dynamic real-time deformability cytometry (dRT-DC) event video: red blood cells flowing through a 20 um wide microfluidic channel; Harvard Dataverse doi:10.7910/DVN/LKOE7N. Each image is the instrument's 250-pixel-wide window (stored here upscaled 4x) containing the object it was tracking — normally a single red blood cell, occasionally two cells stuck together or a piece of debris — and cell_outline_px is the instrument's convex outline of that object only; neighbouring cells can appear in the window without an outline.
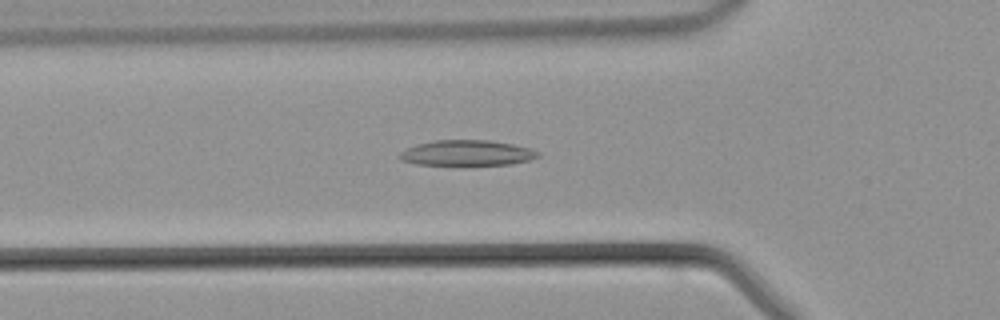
{"species": "common noctule bat (a hibernating species)", "species_latin": "Nyctalus noctula", "temperature_condition": "warm", "stored_images_in_passage": 38, "segment_of_instrument_passage": [1, 2], "camera_frame_rate_fps": 3000, "um_per_image_px": 0.085, "animal": {"sex": "male", "body_mass_g": 21.5, "forearm_length_mm": 52.0}, "frame": {"image": 1, "passage_image": 7, "time_ms": 2.0, "image_size_px": [1000, 320], "cell_outline_px": [[540, 156], [532, 160], [512, 164], [416, 164], [400, 160], [396, 156], [404, 148], [416, 144], [436, 140], [488, 140], [512, 144], [532, 148], [540, 152]], "centroid_in_image_um": [39.69, 12.99], "position_along_channel_um": 86.1, "area_um2": 20.63}}
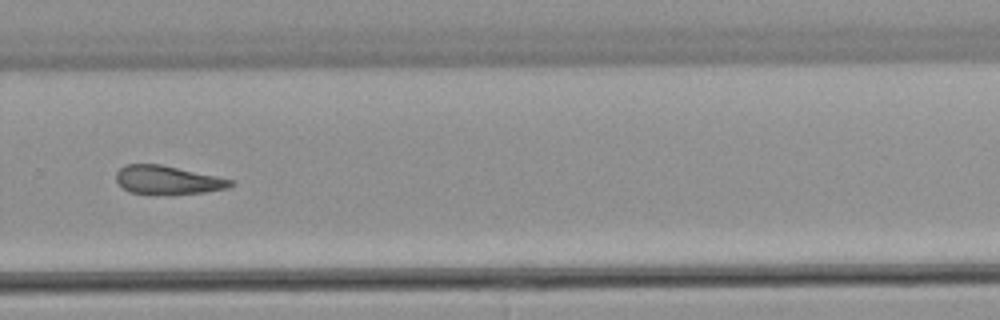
{"frame": {"image": 2, "passage_image": 22, "time_ms": 7.0, "image_size_px": [1000, 320], "cell_outline_px": [[232, 184], [228, 188], [204, 192], [156, 196], [128, 192], [116, 180], [116, 172], [124, 164], [160, 164], [232, 180]], "centroid_in_image_um": [14.17, 15.33], "position_along_channel_um": 315.6, "area_um2": 19.13}}
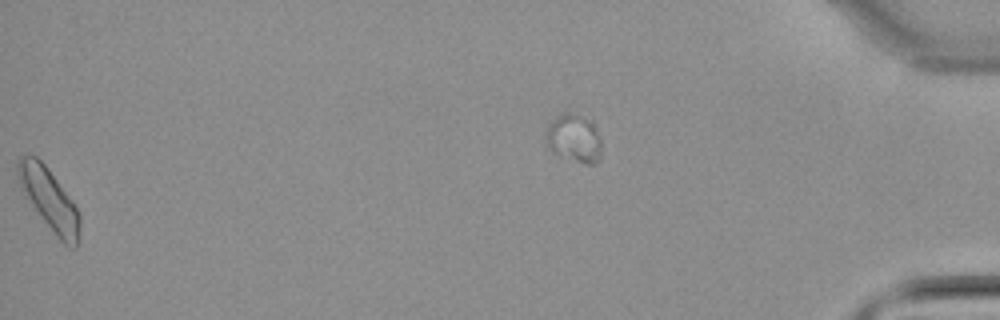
{"frame": {"image": 3, "passage_image": 37, "time_ms": 12.0, "image_size_px": [1000, 320], "cell_outline_px": [[80, 224], [76, 248], [72, 248], [64, 244], [56, 236], [32, 204], [20, 184], [16, 172], [16, 164], [20, 156], [36, 156], [48, 168], [72, 200], [80, 212]], "centroid_in_image_um": [4.21, 16.93], "position_along_channel_um": 431.0, "area_um2": 21.68}}